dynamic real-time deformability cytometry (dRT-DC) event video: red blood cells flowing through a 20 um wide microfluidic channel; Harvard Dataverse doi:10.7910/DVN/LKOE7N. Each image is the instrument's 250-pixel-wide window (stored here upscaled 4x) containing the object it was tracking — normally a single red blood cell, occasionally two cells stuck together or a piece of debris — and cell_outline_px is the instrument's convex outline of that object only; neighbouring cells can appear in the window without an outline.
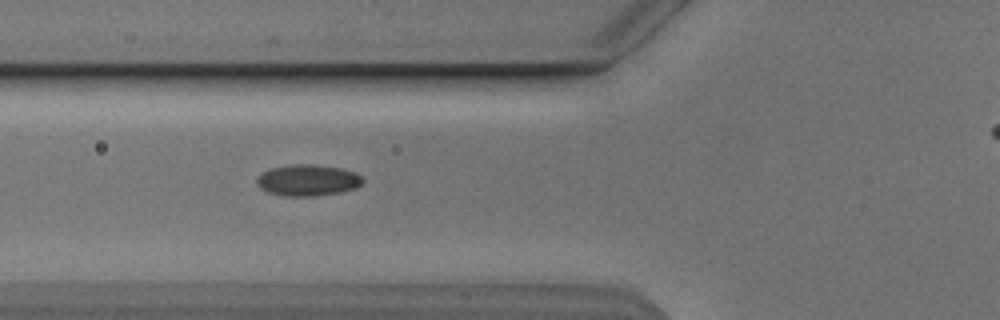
{"species": "Egyptian fruit bat (a non-hibernating species)", "species_latin": "Rousettus aegyptiacus", "temperature_condition": "cold", "stored_images_in_passage": 33, "camera_frame_rate_fps": 3000, "um_per_image_px": 0.085, "animal": {"sex": "male"}, "frame": {"image": 1, "passage_image": 4, "time_ms": 1.0, "image_size_px": [1000, 320], "cell_outline_px": [[364, 180], [356, 188], [340, 192], [316, 196], [284, 196], [268, 192], [260, 188], [256, 184], [256, 180], [268, 168], [292, 164], [316, 164], [340, 168], [356, 172]], "centroid_in_image_um": [26.15, 15.31], "position_along_channel_um": 99.6, "area_um2": 19.42}}
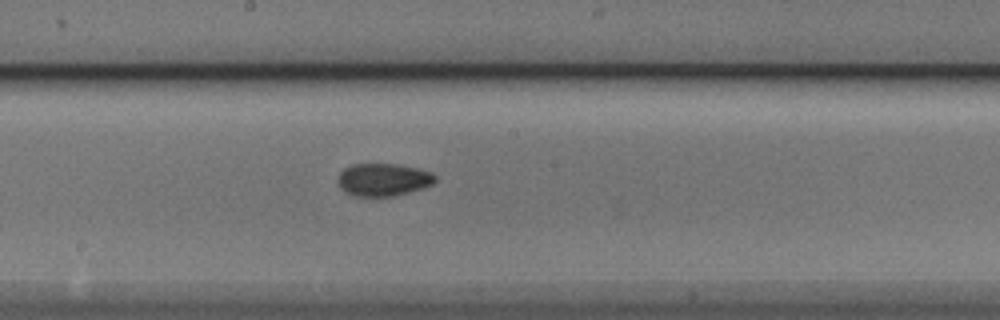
{"frame": {"image": 2, "passage_image": 13, "time_ms": 4.0, "image_size_px": [1000, 320], "cell_outline_px": [[436, 180], [432, 184], [408, 192], [392, 196], [352, 196], [344, 192], [340, 188], [340, 172], [344, 168], [352, 164], [396, 164], [416, 168], [432, 172], [436, 176]], "centroid_in_image_um": [32.57, 15.27], "position_along_channel_um": 215.6, "area_um2": 18.32}}
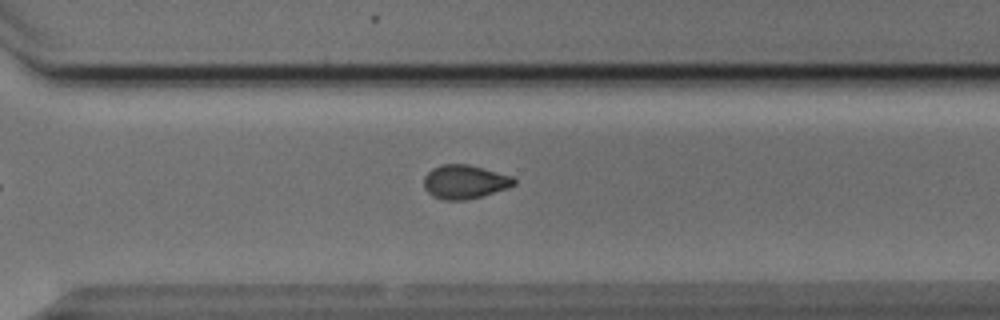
{"frame": {"image": 3, "passage_image": 22, "time_ms": 7.0, "image_size_px": [1000, 320], "cell_outline_px": [[516, 184], [508, 188], [484, 196], [464, 200], [444, 200], [432, 196], [424, 188], [424, 176], [432, 168], [440, 164], [468, 164], [512, 176], [516, 180]], "centroid_in_image_um": [39.5, 15.46], "position_along_channel_um": 331.1, "area_um2": 17.92}, "authors_computed_cell_mechanics": {"area_um2": 18.207, "velocity_mm_per_s": 3.8572, "shape_relaxation_time_tau1_ms": null, "shape_relaxation_time_tau2_ms": 1.8162, "deformation_change_tau1": null, "deformation_change_tau2": 0.067}}